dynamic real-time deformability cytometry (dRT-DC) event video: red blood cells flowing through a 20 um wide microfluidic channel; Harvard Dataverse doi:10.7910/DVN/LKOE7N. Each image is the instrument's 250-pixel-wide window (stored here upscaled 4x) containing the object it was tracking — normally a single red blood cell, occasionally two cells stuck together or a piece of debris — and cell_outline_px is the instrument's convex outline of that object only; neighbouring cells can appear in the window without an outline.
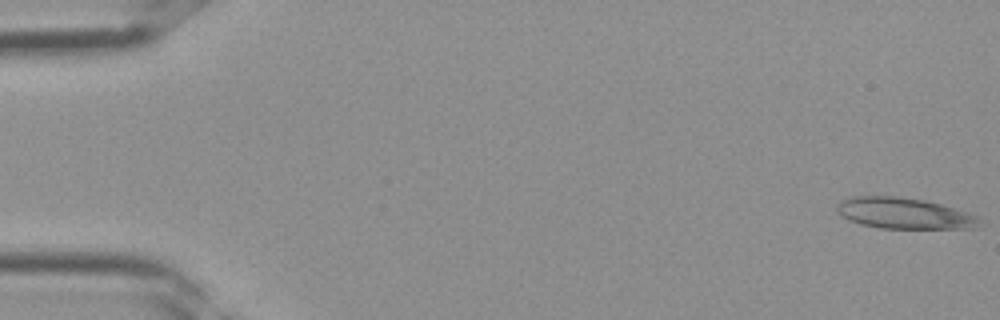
{"species": "Egyptian fruit bat (a non-hibernating species)", "species_latin": "Rousettus aegyptiacus", "temperature_condition": "room temperature", "stored_images_in_passage": 37, "camera_frame_rate_fps": 3000, "um_per_image_px": 0.085, "frame": {"image": 1, "passage_image": 1, "time_ms": 0.0, "image_size_px": [1000, 320], "cell_outline_px": [[980, 220], [976, 228], [880, 228], [860, 224], [848, 220], [840, 216], [836, 212], [836, 204], [840, 200], [848, 196], [900, 196], [924, 200], [940, 204], [968, 212], [980, 216]], "centroid_in_image_um": [76.78, 18.12], "position_along_channel_um": 8.2, "area_um2": 26.07}}
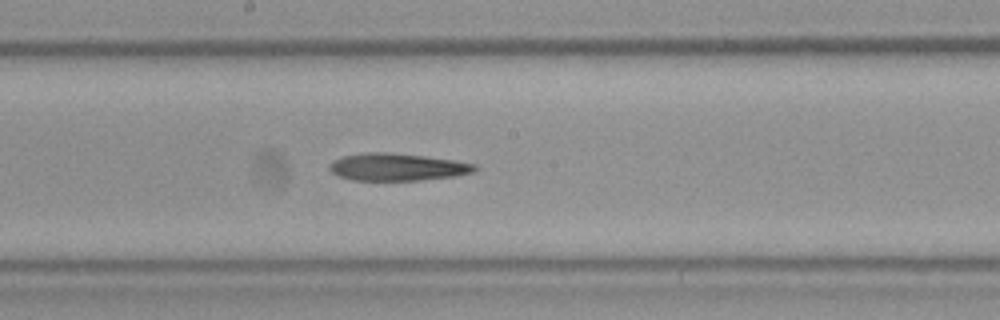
{"frame": {"image": 2, "passage_image": 20, "time_ms": 6.333, "image_size_px": [1000, 320], "cell_outline_px": [[480, 168], [476, 172], [456, 176], [420, 180], [352, 180], [340, 176], [332, 172], [328, 168], [328, 164], [332, 160], [344, 156], [364, 152], [388, 152], [424, 156], [452, 160], [476, 164]], "centroid_in_image_um": [33.78, 14.19], "position_along_channel_um": 214.4, "area_um2": 23.29}}
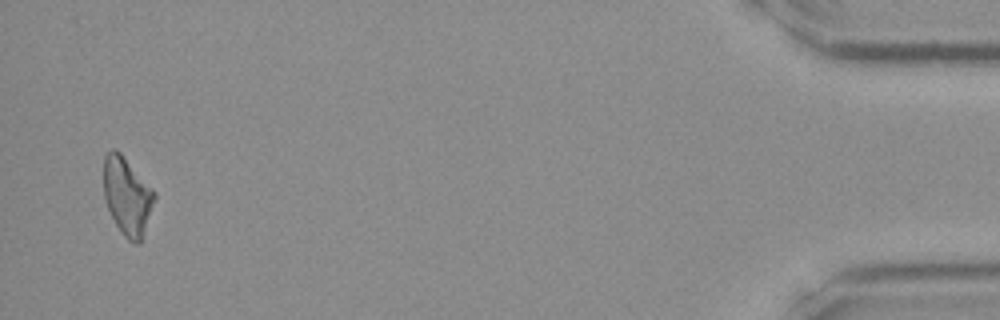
{"frame": {"image": 3, "passage_image": 36, "time_ms": 11.667, "image_size_px": [1000, 320], "cell_outline_px": [[156, 196], [140, 244], [136, 244], [128, 240], [124, 236], [116, 224], [108, 208], [104, 196], [104, 156], [112, 148], [116, 148], [120, 152], [156, 192]], "centroid_in_image_um": [10.81, 16.66], "position_along_channel_um": 424.4, "area_um2": 22.83}}